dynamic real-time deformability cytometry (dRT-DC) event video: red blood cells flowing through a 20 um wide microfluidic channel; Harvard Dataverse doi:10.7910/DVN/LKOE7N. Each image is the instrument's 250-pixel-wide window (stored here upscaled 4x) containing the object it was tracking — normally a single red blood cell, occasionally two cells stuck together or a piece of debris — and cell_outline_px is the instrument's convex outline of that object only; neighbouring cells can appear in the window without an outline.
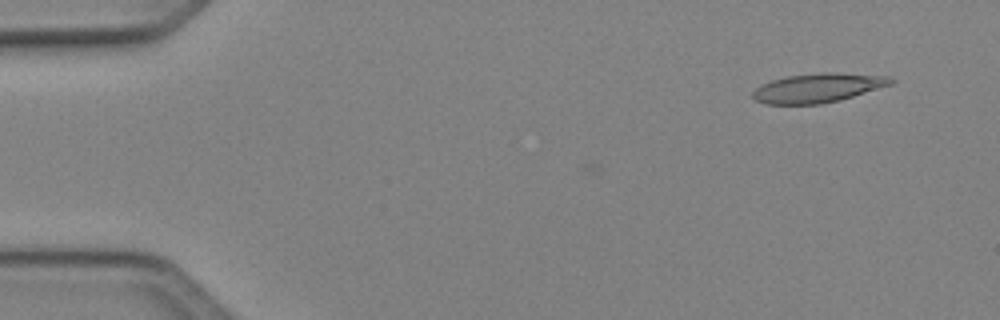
{"species": "Egyptian fruit bat (a non-hibernating species)", "species_latin": "Rousettus aegyptiacus", "temperature_condition": "cold", "stored_images_in_passage": 47, "camera_frame_rate_fps": 3000, "um_per_image_px": 0.085, "animal": {"sex": "female"}, "frame": {"image": 1, "passage_image": 4, "time_ms": 1.0, "image_size_px": [1000, 320], "cell_outline_px": [[896, 80], [892, 84], [840, 100], [820, 104], [768, 104], [756, 100], [752, 96], [752, 92], [760, 84], [784, 76], [820, 72], [832, 72], [888, 76]], "centroid_in_image_um": [69.51, 7.46], "position_along_channel_um": 15.5, "area_um2": 23.52}}
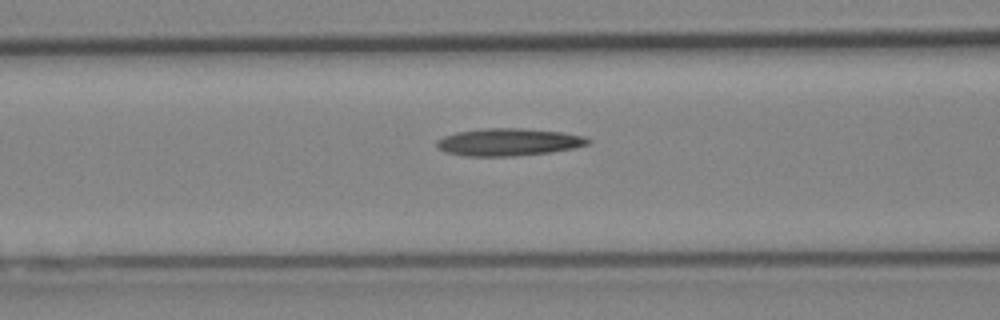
{"frame": {"image": 2, "passage_image": 20, "time_ms": 6.333, "image_size_px": [1000, 320], "cell_outline_px": [[592, 140], [588, 144], [572, 148], [552, 152], [516, 156], [464, 156], [444, 152], [436, 144], [436, 140], [444, 136], [456, 132], [484, 128], [524, 128], [560, 132], [584, 136]], "centroid_in_image_um": [43.21, 12.08], "position_along_channel_um": 123.4, "area_um2": 24.22}}
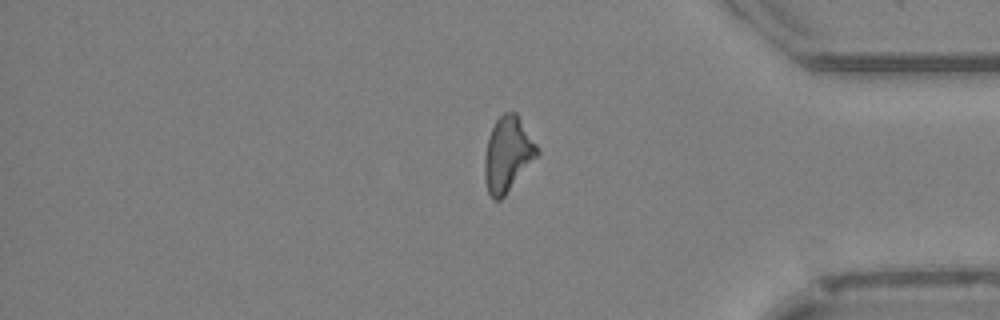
{"frame": {"image": 3, "passage_image": 41, "time_ms": 13.333, "image_size_px": [1000, 320], "cell_outline_px": [[540, 152], [504, 196], [500, 200], [492, 200], [488, 192], [484, 176], [484, 160], [488, 136], [496, 120], [504, 112], [516, 112], [536, 144]], "centroid_in_image_um": [43.13, 13.11], "position_along_channel_um": 392.1, "area_um2": 22.66}}